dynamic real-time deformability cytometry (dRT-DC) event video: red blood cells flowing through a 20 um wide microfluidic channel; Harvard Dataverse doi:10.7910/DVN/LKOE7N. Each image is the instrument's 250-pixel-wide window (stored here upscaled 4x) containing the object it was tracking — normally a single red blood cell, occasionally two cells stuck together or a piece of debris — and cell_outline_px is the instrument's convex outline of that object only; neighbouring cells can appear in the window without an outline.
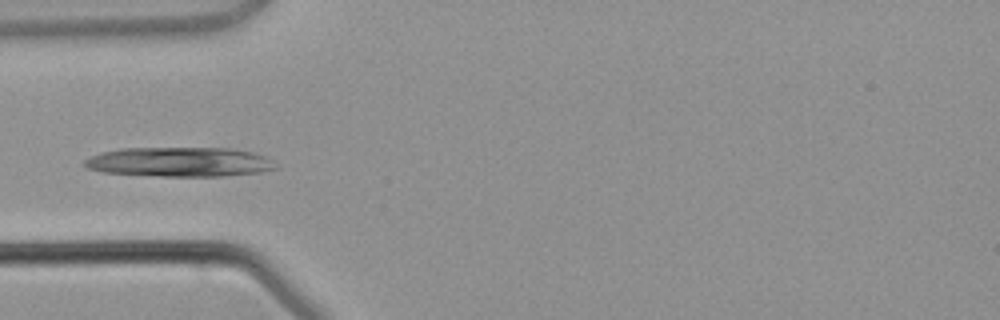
{"species": "common noctule bat (a hibernating species)", "species_latin": "Nyctalus noctula", "temperature_condition": "warm", "stored_images_in_passage": 5, "camera_frame_rate_fps": 3000, "um_per_image_px": 0.085, "animal": {"sex": "male", "body_mass_g": 21.5, "forearm_length_mm": 52.0}, "frame": {"image": 1, "passage_image": 4, "time_ms": 4.0, "image_size_px": [1000, 320], "cell_outline_px": [[280, 168], [260, 172], [224, 176], [160, 176], [104, 172], [84, 168], [84, 160], [100, 152], [120, 148], [228, 148], [252, 152], [264, 156], [272, 160]], "centroid_in_image_um": [15.27, 13.76], "position_along_channel_um": 69.7, "area_um2": 33.0}}
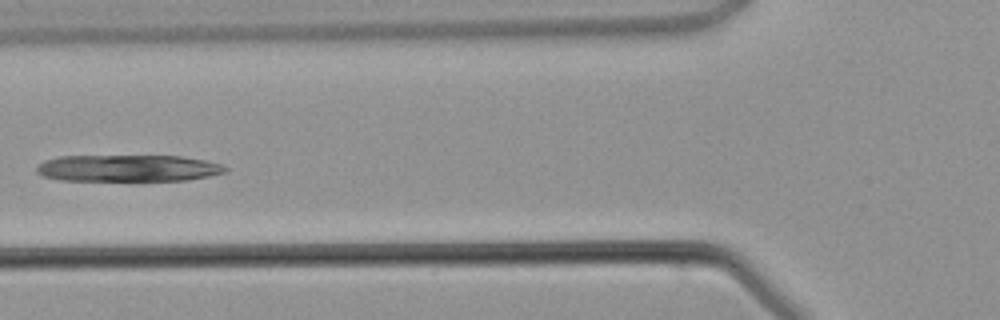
{"frame": {"image": 2, "passage_image": 5, "time_ms": 5.0, "image_size_px": [1000, 320], "cell_outline_px": [[228, 172], [188, 180], [60, 180], [40, 176], [36, 172], [36, 168], [44, 160], [60, 156], [180, 156], [204, 160], [220, 164], [228, 168]], "centroid_in_image_um": [10.86, 14.29], "position_along_channel_um": 114.9, "area_um2": 29.36}}